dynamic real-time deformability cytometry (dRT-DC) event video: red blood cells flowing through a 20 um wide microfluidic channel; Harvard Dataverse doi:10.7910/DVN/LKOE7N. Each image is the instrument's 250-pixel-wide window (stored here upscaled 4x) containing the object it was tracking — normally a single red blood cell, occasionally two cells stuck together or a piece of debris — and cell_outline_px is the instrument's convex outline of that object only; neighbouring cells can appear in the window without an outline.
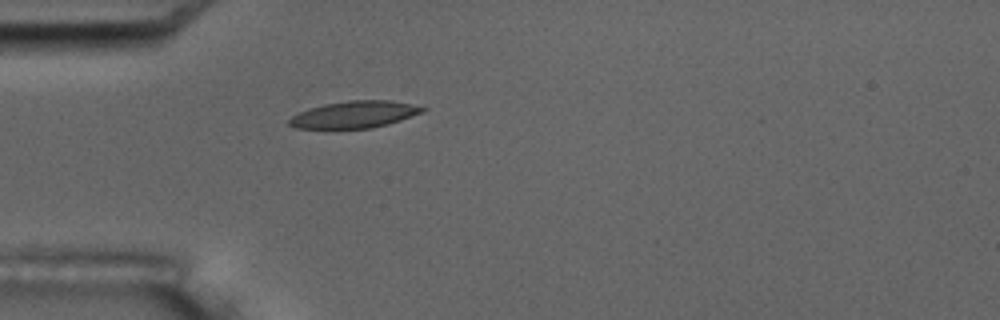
{"species": "common noctule bat (a hibernating species)", "species_latin": "Nyctalus noctula", "temperature_condition": "room temperature", "stored_images_in_passage": 5, "camera_frame_rate_fps": 3000, "um_per_image_px": 0.085, "animal": {"sex": "male", "body_mass_g": 17.5, "forearm_length_mm": 52.3}, "frame": {"image": 1, "passage_image": 5, "time_ms": 5.333, "image_size_px": [1000, 320], "cell_outline_px": [[428, 108], [424, 112], [388, 124], [372, 128], [296, 128], [288, 124], [288, 120], [292, 116], [308, 108], [324, 104], [348, 100], [388, 100]], "centroid_in_image_um": [30.11, 9.73], "position_along_channel_um": 54.9, "area_um2": 20.75}}